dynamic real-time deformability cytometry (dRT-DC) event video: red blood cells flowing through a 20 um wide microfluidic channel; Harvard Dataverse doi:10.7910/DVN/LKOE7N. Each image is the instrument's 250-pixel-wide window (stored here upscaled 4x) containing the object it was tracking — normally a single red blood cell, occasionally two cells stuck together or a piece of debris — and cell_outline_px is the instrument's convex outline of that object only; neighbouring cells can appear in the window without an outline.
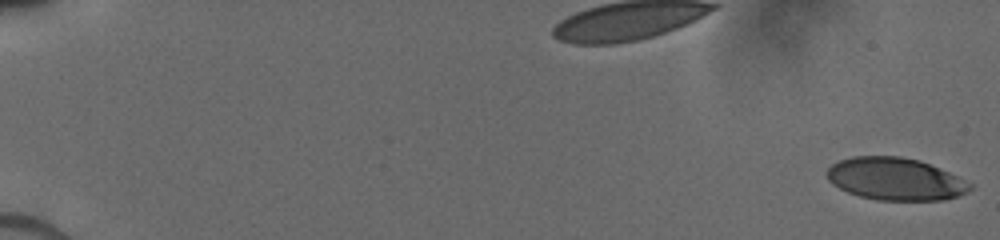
{"species": "human", "species_latin": "Homo sapiens", "temperature_condition": "cold", "stored_images_in_passage": 26, "camera_frame_rate_fps": 3000, "um_per_image_px": 0.085, "donor": {"sex": "male"}, "frame": {"image": 1, "passage_image": 1, "time_ms": 0.0, "image_size_px": [1000, 240], "cell_outline_px": [[972, 188], [968, 192], [944, 200], [876, 200], [860, 196], [848, 192], [832, 184], [828, 180], [828, 168], [832, 164], [840, 160], [852, 156], [900, 156], [920, 160], [948, 172], [972, 184]], "centroid_in_image_um": [76.1, 15.21], "position_along_channel_um": 8.9, "area_um2": 35.2}}
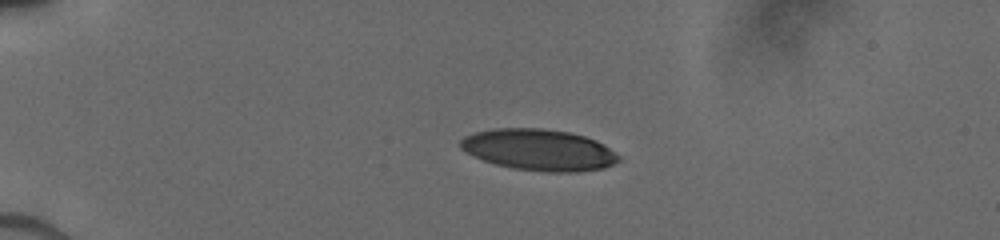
{"frame": {"image": 2, "passage_image": 17, "time_ms": 4.333, "image_size_px": [1000, 240], "cell_outline_px": [[620, 160], [604, 168], [576, 172], [544, 172], [512, 168], [496, 164], [484, 160], [460, 148], [460, 140], [464, 136], [476, 132], [492, 128], [544, 128], [568, 132], [584, 136], [596, 140], [604, 144], [620, 156]], "centroid_in_image_um": [45.83, 12.73], "position_along_channel_um": 39.2, "area_um2": 38.09}}